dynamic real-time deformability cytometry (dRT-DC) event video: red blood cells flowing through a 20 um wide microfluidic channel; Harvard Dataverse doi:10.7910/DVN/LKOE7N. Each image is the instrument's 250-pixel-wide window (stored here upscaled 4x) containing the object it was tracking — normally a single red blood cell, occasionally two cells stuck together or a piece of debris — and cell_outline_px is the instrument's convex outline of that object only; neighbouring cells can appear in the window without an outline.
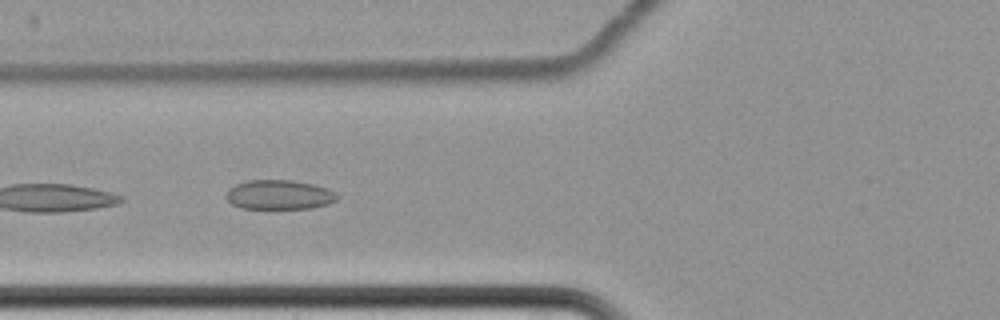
{"species": "common noctule bat (a hibernating species)", "species_latin": "Nyctalus noctula", "temperature_condition": "cold", "stored_images_in_passage": 9, "camera_frame_rate_fps": 3000, "um_per_image_px": 0.085, "animal": {"sex": "female", "body_mass_g": 22.7, "forearm_length_mm": 54.2}, "frame": {"image": 1, "passage_image": 6, "time_ms": 6.0, "image_size_px": [1000, 320], "cell_outline_px": [[336, 200], [328, 204], [312, 208], [240, 208], [232, 204], [224, 196], [228, 188], [236, 184], [248, 180], [292, 180], [312, 184], [324, 188], [332, 192], [336, 196]], "centroid_in_image_um": [23.65, 16.55], "position_along_channel_um": 102.1, "area_um2": 18.84}}
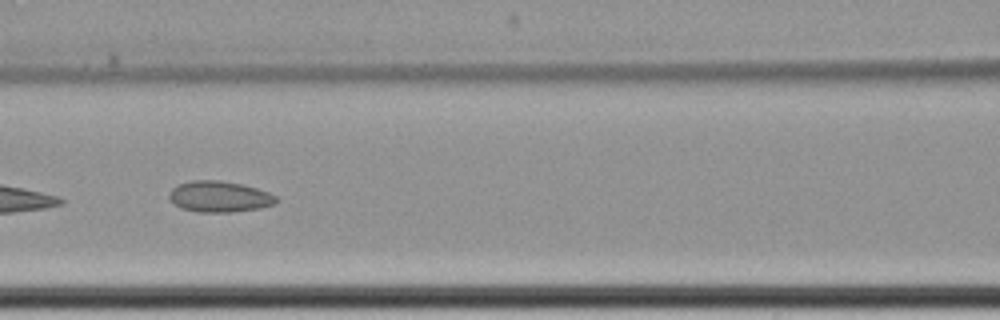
{"frame": {"image": 2, "passage_image": 7, "time_ms": 7.333, "image_size_px": [1000, 320], "cell_outline_px": [[280, 200], [276, 204], [260, 208], [228, 212], [196, 212], [180, 208], [168, 196], [168, 192], [172, 188], [180, 184], [192, 180], [220, 180], [244, 184], [268, 192], [276, 196]], "centroid_in_image_um": [18.67, 16.71], "position_along_channel_um": 147.9, "area_um2": 19.48}}
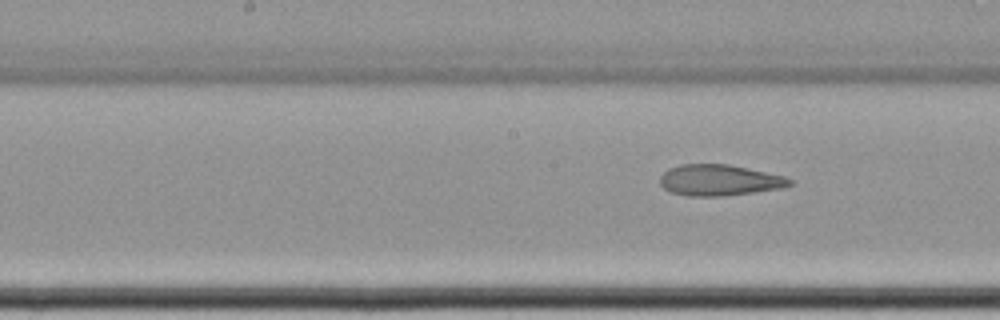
{"frame": {"image": 3, "passage_image": 9, "time_ms": 13.667, "image_size_px": [1000, 320], "cell_outline_px": [[792, 184], [784, 188], [724, 196], [688, 196], [672, 192], [664, 188], [660, 184], [660, 176], [668, 168], [680, 164], [728, 164], [784, 176], [792, 180]], "centroid_in_image_um": [61.13, 15.31], "position_along_channel_um": 187.1, "area_um2": 23.47}}